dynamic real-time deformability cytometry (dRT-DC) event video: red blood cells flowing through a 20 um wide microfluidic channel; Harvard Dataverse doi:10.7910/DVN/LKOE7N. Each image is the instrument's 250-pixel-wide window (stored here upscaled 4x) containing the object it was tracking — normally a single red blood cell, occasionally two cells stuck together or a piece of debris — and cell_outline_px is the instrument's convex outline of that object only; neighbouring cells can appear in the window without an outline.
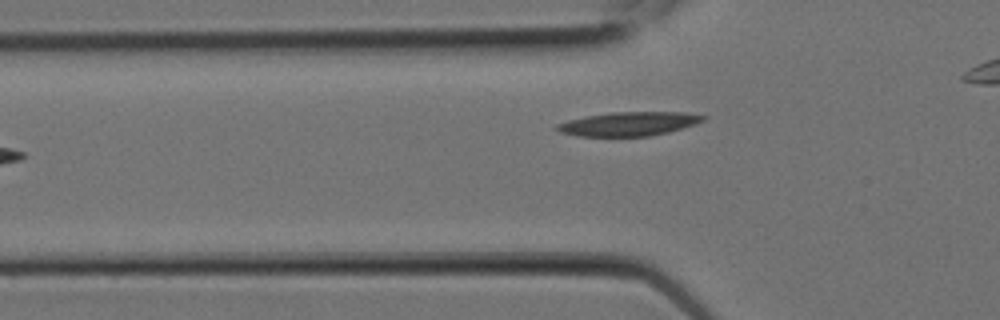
{"species": "Egyptian fruit bat (a non-hibernating species)", "species_latin": "Rousettus aegyptiacus", "temperature_condition": "room temperature", "stored_images_in_passage": 7, "camera_frame_rate_fps": 3000, "um_per_image_px": 0.085, "animal": {"sex": "female"}, "frame": {"image": 1, "passage_image": 7, "time_ms": 2.0, "image_size_px": [1000, 320], "cell_outline_px": [[708, 116], [704, 120], [696, 124], [668, 132], [648, 136], [580, 136], [560, 132], [556, 128], [556, 124], [568, 120], [588, 116], [612, 112], [684, 112]], "centroid_in_image_um": [53.48, 10.52], "position_along_channel_um": 72.3, "area_um2": 20.23}}